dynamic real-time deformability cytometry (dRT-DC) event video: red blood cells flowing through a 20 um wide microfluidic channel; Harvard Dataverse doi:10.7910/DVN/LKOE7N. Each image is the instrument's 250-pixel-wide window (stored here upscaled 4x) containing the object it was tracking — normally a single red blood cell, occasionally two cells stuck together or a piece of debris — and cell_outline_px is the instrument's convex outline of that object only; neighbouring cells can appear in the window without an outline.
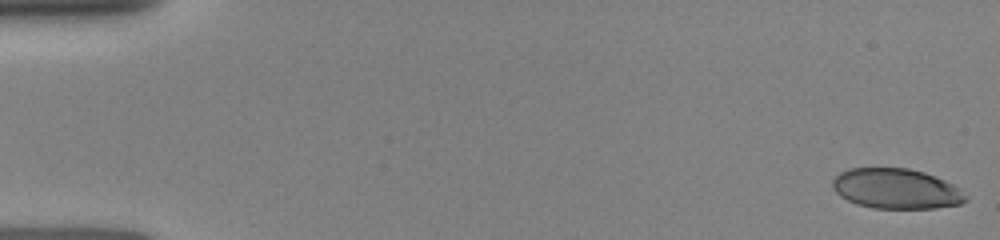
{"species": "human", "species_latin": "Homo sapiens", "temperature_condition": "room temperature", "stored_images_in_passage": 68, "camera_frame_rate_fps": 3000, "um_per_image_px": 0.085, "donor": {"sex": "female"}, "frame": {"image": 1, "passage_image": 1, "time_ms": 0.0, "image_size_px": [1000, 240], "cell_outline_px": [[968, 200], [960, 204], [936, 208], [872, 208], [856, 204], [840, 196], [832, 188], [832, 180], [840, 172], [848, 168], [908, 168], [924, 172], [944, 180], [960, 188], [968, 196]], "centroid_in_image_um": [76.18, 16.04], "position_along_channel_um": 8.8, "area_um2": 31.33}}
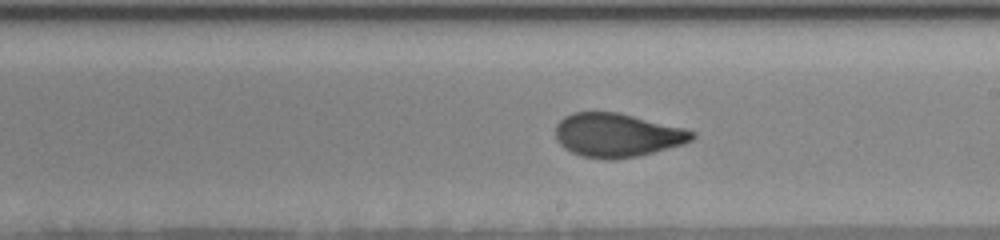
{"frame": {"image": 2, "passage_image": 38, "time_ms": 9.0, "image_size_px": [1000, 240], "cell_outline_px": [[696, 136], [692, 140], [684, 144], [640, 156], [612, 160], [604, 160], [580, 156], [564, 148], [556, 140], [556, 124], [564, 116], [572, 112], [620, 112], [684, 128], [696, 132]], "centroid_in_image_um": [52.46, 11.49], "position_along_channel_um": 236.5, "area_um2": 35.26}}
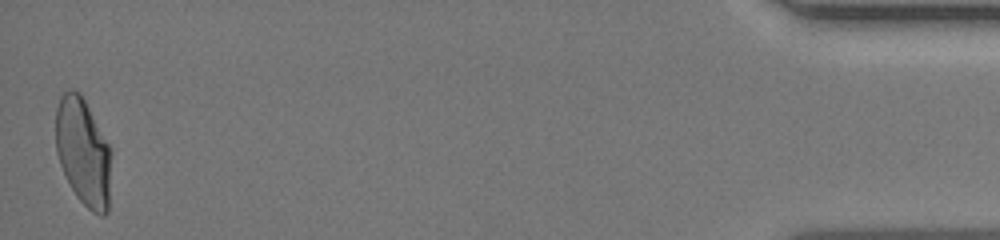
{"frame": {"image": 3, "passage_image": 68, "time_ms": 15.667, "image_size_px": [1000, 240], "cell_outline_px": [[112, 152], [108, 212], [104, 216], [100, 216], [92, 212], [76, 196], [60, 164], [56, 152], [56, 108], [60, 96], [68, 88], [72, 88], [80, 92], [108, 144]], "centroid_in_image_um": [7.08, 12.92], "position_along_channel_um": 428.1, "area_um2": 34.85}}